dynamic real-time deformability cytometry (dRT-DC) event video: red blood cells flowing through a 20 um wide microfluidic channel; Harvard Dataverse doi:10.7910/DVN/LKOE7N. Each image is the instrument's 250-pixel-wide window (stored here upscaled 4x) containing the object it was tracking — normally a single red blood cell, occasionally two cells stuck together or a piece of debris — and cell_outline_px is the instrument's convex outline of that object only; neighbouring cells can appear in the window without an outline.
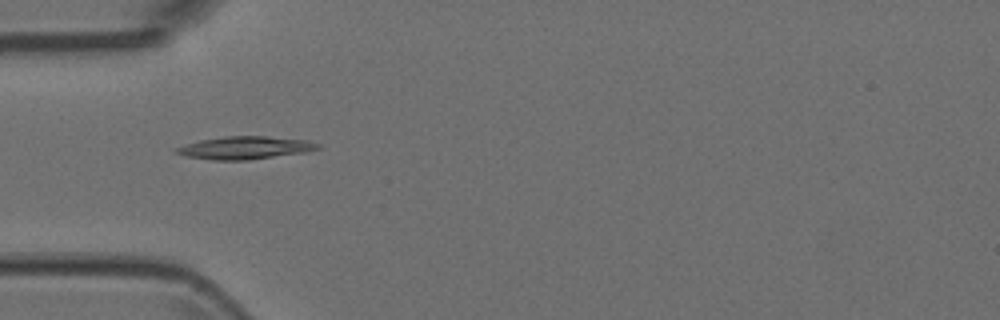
{"species": "Egyptian fruit bat (a non-hibernating species)", "species_latin": "Rousettus aegyptiacus", "temperature_condition": "room temperature", "stored_images_in_passage": 8, "camera_frame_rate_fps": 3000, "um_per_image_px": 0.085, "animal": {"sex": "female"}, "frame": {"image": 1, "passage_image": 4, "time_ms": 1.0, "image_size_px": [1000, 320], "cell_outline_px": [[320, 148], [308, 152], [248, 160], [212, 160], [184, 156], [172, 152], [176, 148], [200, 140], [224, 136], [268, 136], [308, 140], [320, 144]], "centroid_in_image_um": [20.85, 12.56], "position_along_channel_um": 64.2, "area_um2": 18.9}}
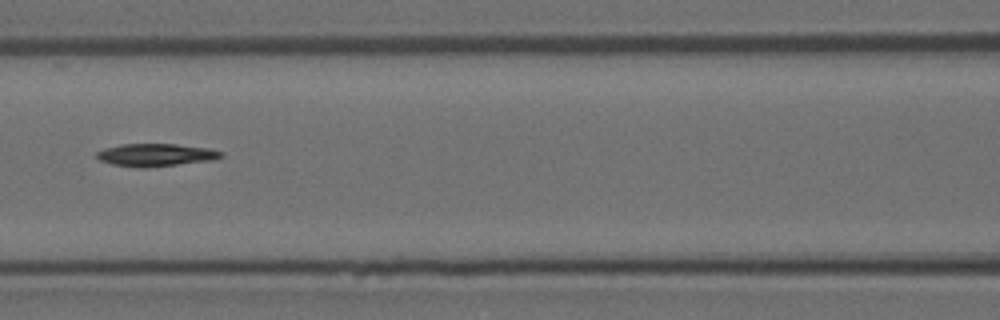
{"frame": {"image": 2, "passage_image": 6, "time_ms": 1.667, "image_size_px": [1000, 320], "cell_outline_px": [[224, 156], [212, 160], [144, 168], [140, 168], [112, 164], [100, 160], [96, 156], [96, 152], [104, 148], [120, 144], [176, 144], [208, 148], [224, 152]], "centroid_in_image_um": [13.24, 13.16], "position_along_channel_um": 153.4, "area_um2": 16.42}}
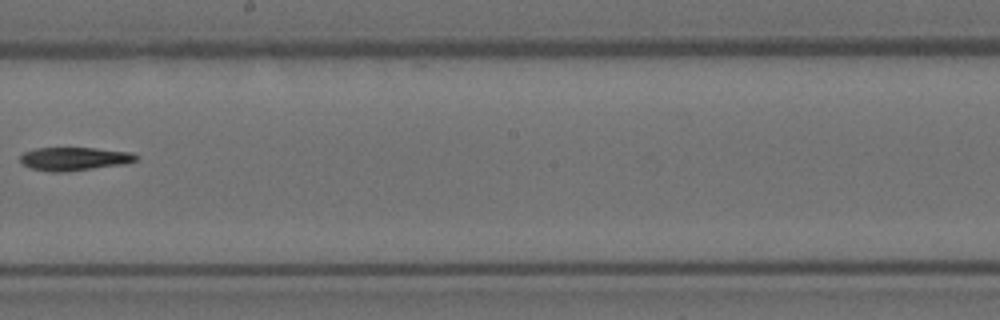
{"frame": {"image": 3, "passage_image": 8, "time_ms": 2.333, "image_size_px": [1000, 320], "cell_outline_px": [[140, 156], [136, 160], [124, 164], [64, 172], [52, 172], [32, 168], [24, 164], [20, 160], [20, 156], [24, 152], [36, 148], [96, 148], [132, 152]], "centroid_in_image_um": [6.35, 13.49], "position_along_channel_um": 241.9, "area_um2": 15.66}}